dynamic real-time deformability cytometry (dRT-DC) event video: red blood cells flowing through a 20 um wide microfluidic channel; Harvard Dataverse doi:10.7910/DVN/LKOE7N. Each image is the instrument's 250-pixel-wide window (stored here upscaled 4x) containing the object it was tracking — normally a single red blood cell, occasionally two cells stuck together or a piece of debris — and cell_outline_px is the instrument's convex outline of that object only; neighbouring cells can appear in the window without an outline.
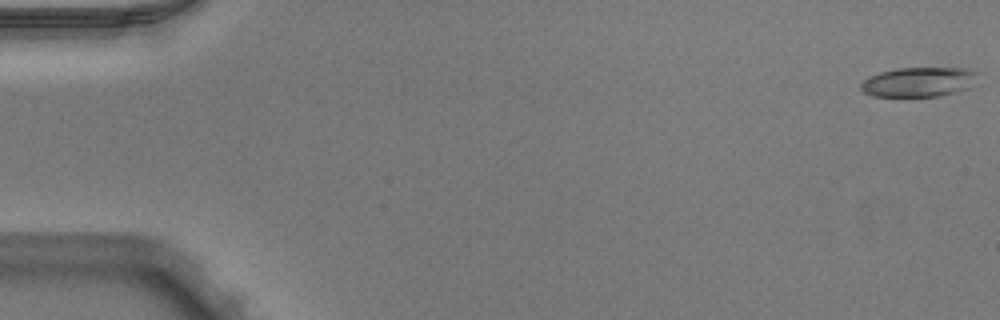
{"species": "Egyptian fruit bat (a non-hibernating species)", "species_latin": "Rousettus aegyptiacus", "temperature_condition": "warm", "stored_images_in_passage": 51, "camera_frame_rate_fps": 3000, "um_per_image_px": 0.085, "animal": {"sex": "male"}, "frame": {"image": 1, "passage_image": 1, "time_ms": 0.0, "image_size_px": [1000, 320], "cell_outline_px": [[976, 72], [968, 88], [956, 92], [940, 96], [872, 96], [864, 92], [860, 88], [860, 84], [864, 80], [880, 72], [896, 68], [968, 68]], "centroid_in_image_um": [78.04, 6.97], "position_along_channel_um": 7.0, "area_um2": 19.83}}
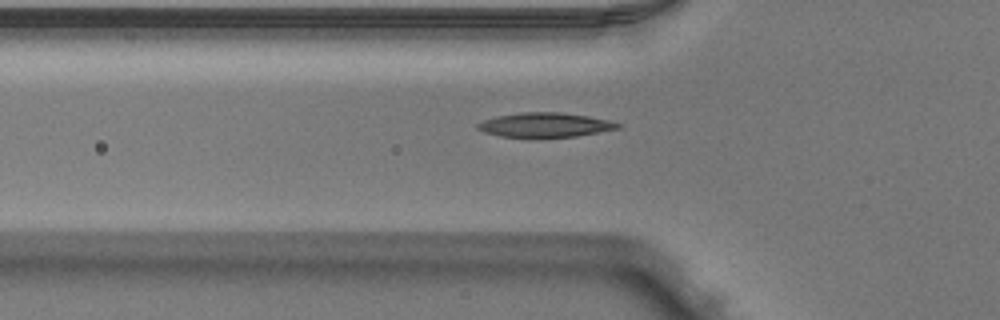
{"frame": {"image": 2, "passage_image": 18, "time_ms": 5.667, "image_size_px": [1000, 320], "cell_outline_px": [[620, 128], [576, 136], [540, 140], [500, 136], [484, 132], [476, 128], [476, 124], [484, 120], [496, 116], [520, 112], [560, 112], [588, 116], [608, 120], [620, 124]], "centroid_in_image_um": [46.27, 10.65], "position_along_channel_um": 79.5, "area_um2": 20.63}}
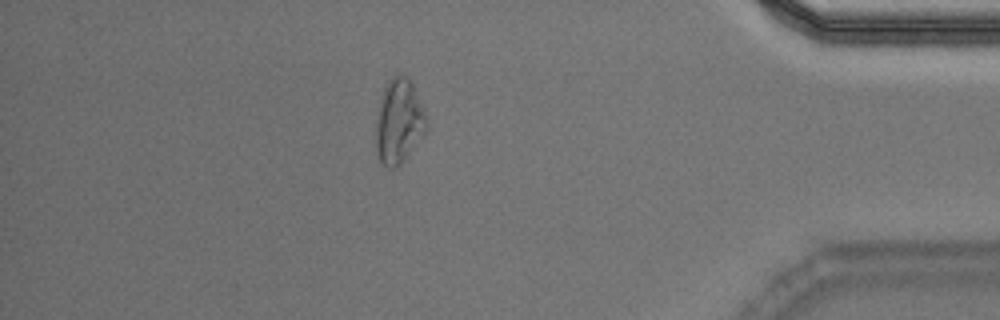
{"frame": {"image": 3, "passage_image": 45, "time_ms": 14.667, "image_size_px": [1000, 320], "cell_outline_px": [[428, 128], [404, 160], [396, 168], [388, 168], [376, 156], [376, 112], [380, 96], [388, 80], [392, 76], [404, 76], [412, 84], [428, 120]], "centroid_in_image_um": [33.88, 10.34], "position_along_channel_um": 401.3, "area_um2": 24.85}, "authors_computed_cell_mechanics": {"area_um2": 20.1722, "velocity_mm_per_s": 3.9742, "shape_relaxation_time_tau1_ms": 7.2031, "shape_relaxation_time_tau2_ms": 2.2039, "deformation_change_tau1": 0.1957, "deformation_change_tau2": 0.092}}